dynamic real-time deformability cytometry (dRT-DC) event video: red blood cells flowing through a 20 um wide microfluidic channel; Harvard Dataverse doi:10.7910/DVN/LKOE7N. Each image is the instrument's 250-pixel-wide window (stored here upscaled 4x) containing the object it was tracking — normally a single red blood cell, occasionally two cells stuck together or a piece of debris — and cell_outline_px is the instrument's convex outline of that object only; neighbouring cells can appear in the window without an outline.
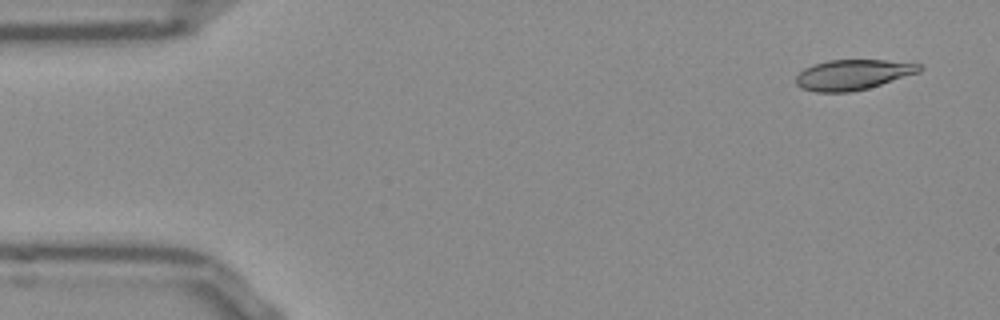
{"species": "Egyptian fruit bat (a non-hibernating species)", "species_latin": "Rousettus aegyptiacus", "temperature_condition": "room temperature", "stored_images_in_passage": 51, "camera_frame_rate_fps": 3000, "um_per_image_px": 0.085, "frame": {"image": 1, "passage_image": 2, "time_ms": 0.333, "image_size_px": [1000, 320], "cell_outline_px": [[924, 68], [920, 72], [868, 88], [852, 92], [816, 92], [800, 88], [796, 84], [796, 76], [804, 68], [812, 64], [828, 60], [884, 60], [920, 64]], "centroid_in_image_um": [72.47, 6.35], "position_along_channel_um": 12.5, "area_um2": 21.85}}
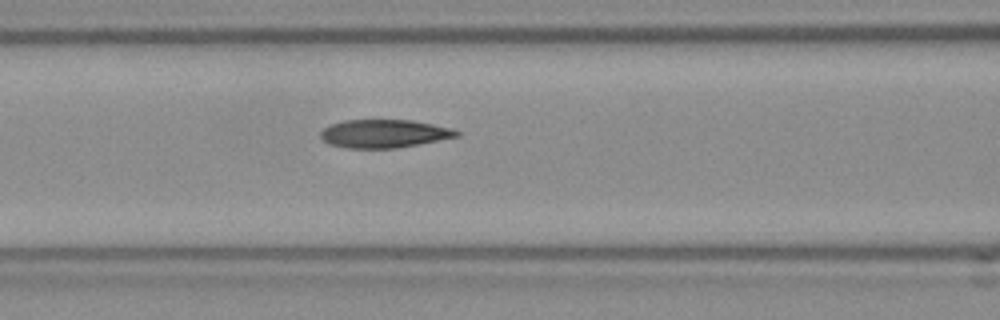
{"frame": {"image": 2, "passage_image": 20, "time_ms": 6.333, "image_size_px": [1000, 320], "cell_outline_px": [[460, 136], [420, 144], [396, 148], [344, 148], [332, 144], [324, 140], [320, 136], [320, 132], [324, 128], [332, 124], [344, 120], [412, 120], [452, 128], [460, 132]], "centroid_in_image_um": [32.68, 11.36], "position_along_channel_um": 133.9, "area_um2": 22.31}}
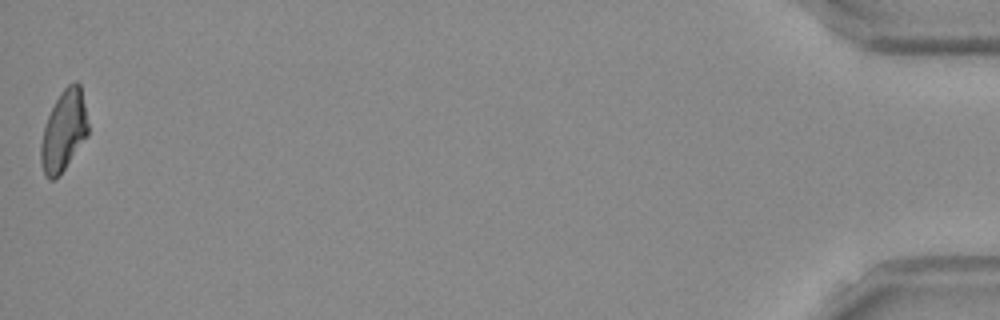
{"frame": {"image": 3, "passage_image": 51, "time_ms": 16.667, "image_size_px": [1000, 320], "cell_outline_px": [[88, 136], [64, 168], [52, 180], [48, 180], [44, 176], [40, 164], [40, 144], [44, 128], [48, 116], [60, 92], [72, 80], [76, 80], [80, 84], [88, 124]], "centroid_in_image_um": [5.4, 11.11], "position_along_channel_um": 429.8, "area_um2": 22.08}, "authors_computed_cell_mechanics": {"area_um2": 22.7154, "velocity_mm_per_s": 3.8447, "shape_relaxation_time_tau1_ms": 11.2994, "shape_relaxation_time_tau2_ms": 2.635, "deformation_change_tau1": 0.2658, "deformation_change_tau2": 0.0951}}